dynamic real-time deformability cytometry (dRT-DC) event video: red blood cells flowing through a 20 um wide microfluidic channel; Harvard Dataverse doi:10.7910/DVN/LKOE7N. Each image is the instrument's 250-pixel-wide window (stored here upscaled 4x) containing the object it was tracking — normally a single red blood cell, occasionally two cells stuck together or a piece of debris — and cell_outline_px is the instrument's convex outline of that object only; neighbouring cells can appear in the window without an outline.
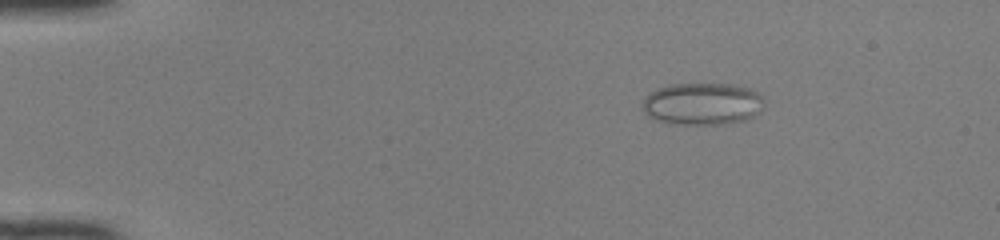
{"species": "common noctule bat (a hibernating species)", "species_latin": "Nyctalus noctula", "temperature_condition": "room temperature", "stored_images_in_passage": 47, "camera_frame_rate_fps": 3000, "um_per_image_px": 0.085, "animal": {"sex": "female", "body_mass_g": 22.0, "forearm_length_mm": 56.7}, "frame": {"image": 1, "passage_image": 5, "time_ms": 1.333, "image_size_px": [1000, 240], "cell_outline_px": [[764, 100], [760, 108], [748, 120], [724, 124], [668, 124], [656, 120], [648, 116], [644, 112], [644, 100], [656, 88], [668, 84], [732, 84], [748, 88], [756, 92]], "centroid_in_image_um": [59.68, 8.83], "position_along_channel_um": 25.3, "area_um2": 29.77}}
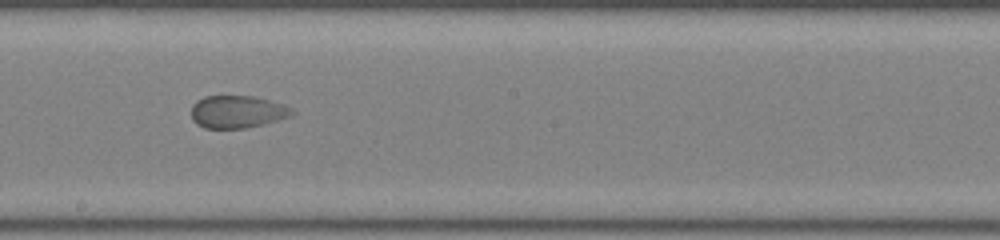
{"frame": {"image": 2, "passage_image": 26, "time_ms": 8.333, "image_size_px": [1000, 240], "cell_outline_px": [[296, 112], [292, 116], [264, 124], [244, 128], [204, 128], [196, 124], [192, 120], [192, 104], [196, 100], [204, 96], [252, 96], [284, 104], [292, 108]], "centroid_in_image_um": [20.17, 9.5], "position_along_channel_um": 228.0, "area_um2": 19.25}}
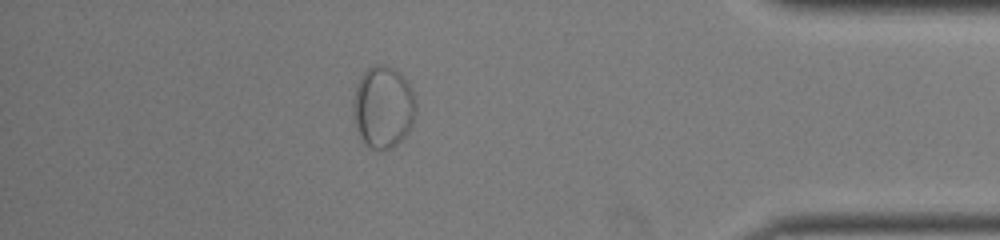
{"frame": {"image": 3, "passage_image": 41, "time_ms": 13.333, "image_size_px": [1000, 240], "cell_outline_px": [[416, 112], [412, 124], [404, 136], [392, 148], [372, 148], [364, 144], [356, 128], [352, 112], [352, 100], [356, 88], [364, 72], [372, 64], [384, 64], [400, 72], [404, 76], [412, 92], [416, 104]], "centroid_in_image_um": [32.55, 9.08], "position_along_channel_um": 402.6, "area_um2": 29.88}}